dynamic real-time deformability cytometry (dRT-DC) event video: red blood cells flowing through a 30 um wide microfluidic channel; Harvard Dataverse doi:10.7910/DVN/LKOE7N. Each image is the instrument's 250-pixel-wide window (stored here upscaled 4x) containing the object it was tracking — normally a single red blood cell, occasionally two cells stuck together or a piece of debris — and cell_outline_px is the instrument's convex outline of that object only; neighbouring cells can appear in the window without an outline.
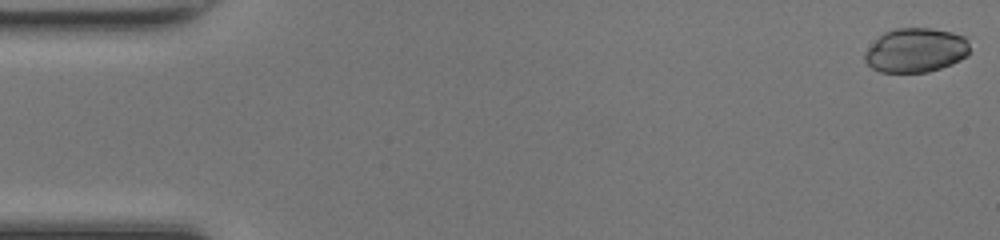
{"species": "common noctule bat (a hibernating species)", "species_latin": "Nyctalus noctula", "temperature_condition": "room temperature", "stored_images_in_passage": 49, "camera_frame_rate_fps": 3000, "um_per_image_px": 0.085, "animal": {"sex": "female", "body_mass_g": 17.0, "forearm_length_mm": 48.0}, "frame": {"image": 1, "passage_image": 1, "time_ms": 0.0, "image_size_px": [1000, 240], "cell_outline_px": [[968, 52], [960, 60], [952, 64], [928, 72], [880, 72], [872, 68], [864, 60], [864, 52], [884, 32], [896, 28], [928, 28], [952, 32], [964, 36], [968, 44]], "centroid_in_image_um": [77.81, 4.27], "position_along_channel_um": 7.2, "area_um2": 26.88}}
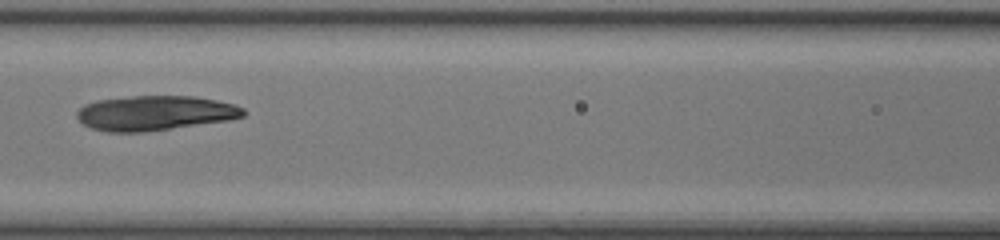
{"frame": {"image": 2, "passage_image": 22, "time_ms": 7.0, "image_size_px": [1000, 240], "cell_outline_px": [[248, 112], [244, 116], [232, 120], [140, 132], [108, 132], [92, 128], [84, 124], [76, 116], [76, 112], [84, 104], [96, 100], [132, 96], [196, 96], [236, 104], [244, 108]], "centroid_in_image_um": [13.21, 9.6], "position_along_channel_um": 153.4, "area_um2": 33.87}}
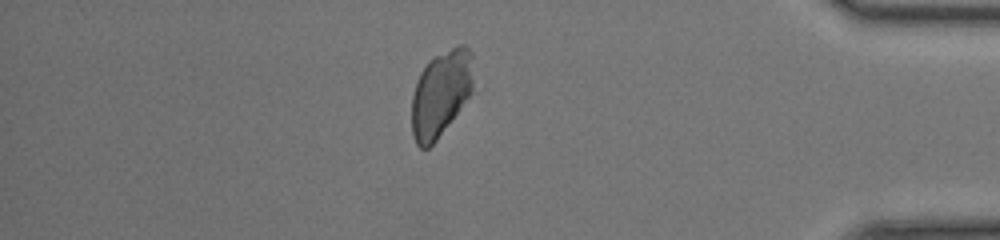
{"frame": {"image": 3, "passage_image": 42, "time_ms": 13.667, "image_size_px": [1000, 240], "cell_outline_px": [[484, 88], [436, 140], [428, 148], [420, 148], [416, 144], [412, 132], [412, 96], [420, 72], [428, 60], [456, 44], [464, 44], [472, 52]], "centroid_in_image_um": [37.7, 7.89], "position_along_channel_um": 397.5, "area_um2": 34.04}}